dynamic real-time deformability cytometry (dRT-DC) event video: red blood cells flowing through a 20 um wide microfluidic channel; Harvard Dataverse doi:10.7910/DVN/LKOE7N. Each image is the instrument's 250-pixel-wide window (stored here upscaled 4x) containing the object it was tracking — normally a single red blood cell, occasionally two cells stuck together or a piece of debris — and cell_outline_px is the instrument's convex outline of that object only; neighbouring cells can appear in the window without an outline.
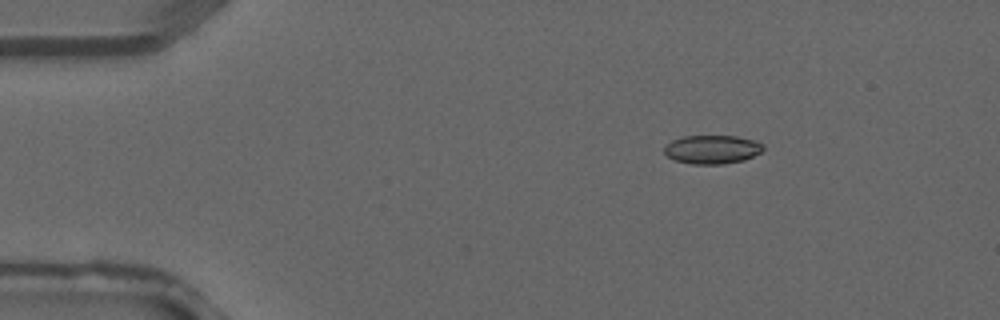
{"species": "common noctule bat (a hibernating species)", "species_latin": "Nyctalus noctula", "temperature_condition": "warm", "stored_images_in_passage": 2, "camera_frame_rate_fps": 3000, "um_per_image_px": 0.085, "animal": {"sex": "male", "forearm_length_mm": 52.5}, "frame": {"image": 1, "passage_image": 1, "time_ms": 0.0, "image_size_px": [1000, 320], "cell_outline_px": [[764, 148], [760, 152], [744, 160], [724, 164], [692, 164], [676, 160], [668, 156], [664, 152], [664, 148], [672, 140], [684, 136], [736, 136], [756, 140], [764, 144]], "centroid_in_image_um": [60.56, 12.7], "position_along_channel_um": 24.4, "area_um2": 16.47}}
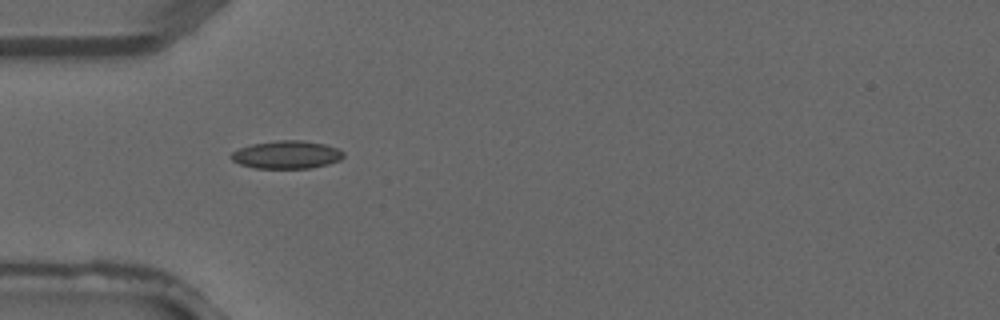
{"frame": {"image": 2, "passage_image": 2, "time_ms": 0.333, "image_size_px": [1000, 320], "cell_outline_px": [[344, 156], [340, 160], [328, 164], [308, 168], [256, 168], [240, 164], [232, 160], [228, 156], [232, 152], [240, 148], [252, 144], [276, 140], [304, 140], [324, 144], [336, 148], [344, 152]], "centroid_in_image_um": [24.35, 13.14], "position_along_channel_um": 60.6, "area_um2": 18.26}}